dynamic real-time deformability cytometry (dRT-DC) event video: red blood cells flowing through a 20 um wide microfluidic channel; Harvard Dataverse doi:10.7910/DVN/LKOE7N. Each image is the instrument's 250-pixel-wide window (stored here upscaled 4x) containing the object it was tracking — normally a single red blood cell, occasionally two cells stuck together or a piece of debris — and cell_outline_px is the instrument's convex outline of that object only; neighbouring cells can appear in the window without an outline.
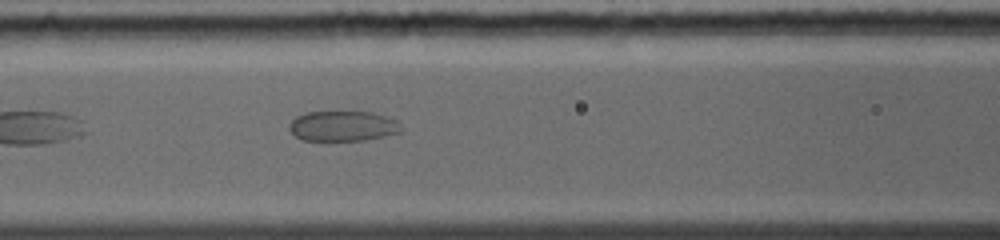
{"species": "common noctule bat (a hibernating species)", "species_latin": "Nyctalus noctula", "temperature_condition": "warm", "stored_images_in_passage": 15, "camera_frame_rate_fps": 5000, "um_per_image_px": 0.085, "animal": {"sex": "female", "body_mass_g": 19.0, "forearm_length_mm": 56.7}, "frame": {"image": 1, "passage_image": 5, "time_ms": 2.8, "image_size_px": [1000, 240], "cell_outline_px": [[400, 132], [384, 136], [364, 140], [304, 140], [296, 136], [288, 128], [288, 124], [296, 116], [304, 112], [372, 112], [396, 120], [400, 124]], "centroid_in_image_um": [29.11, 10.71], "position_along_channel_um": 137.5, "area_um2": 19.54}}
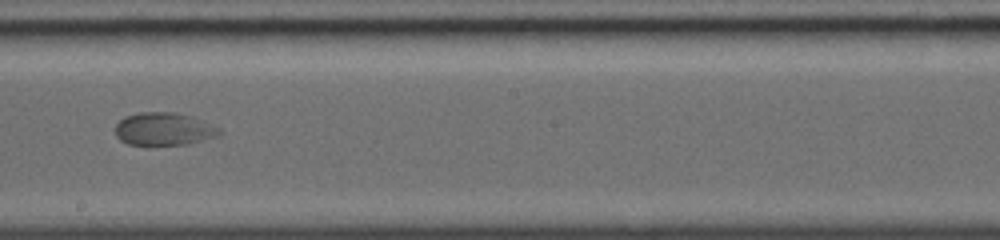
{"frame": {"image": 2, "passage_image": 8, "time_ms": 5.0, "image_size_px": [1000, 240], "cell_outline_px": [[224, 132], [220, 136], [184, 144], [128, 144], [120, 140], [116, 136], [116, 124], [124, 116], [140, 112], [176, 112], [192, 116], [220, 128]], "centroid_in_image_um": [13.95, 10.95], "position_along_channel_um": 234.2, "area_um2": 19.88}}
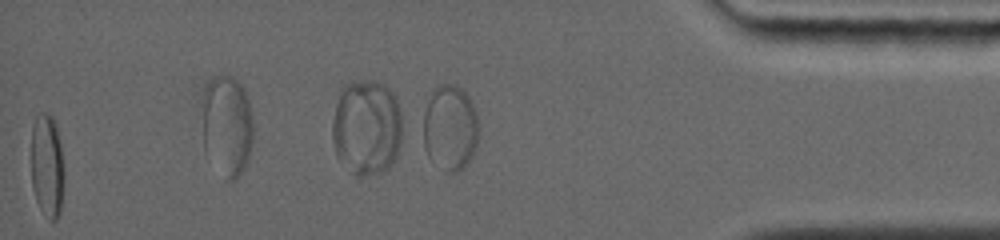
{"frame": {"image": 3, "passage_image": 14, "time_ms": 9.2, "image_size_px": [1000, 240], "cell_outline_px": [[64, 180], [60, 212], [56, 220], [48, 220], [40, 208], [36, 200], [32, 188], [32, 128], [36, 116], [40, 112], [48, 112], [52, 116], [56, 124], [60, 144], [64, 172]], "centroid_in_image_um": [4.01, 14.09], "position_along_channel_um": 431.2, "area_um2": 20.0}}